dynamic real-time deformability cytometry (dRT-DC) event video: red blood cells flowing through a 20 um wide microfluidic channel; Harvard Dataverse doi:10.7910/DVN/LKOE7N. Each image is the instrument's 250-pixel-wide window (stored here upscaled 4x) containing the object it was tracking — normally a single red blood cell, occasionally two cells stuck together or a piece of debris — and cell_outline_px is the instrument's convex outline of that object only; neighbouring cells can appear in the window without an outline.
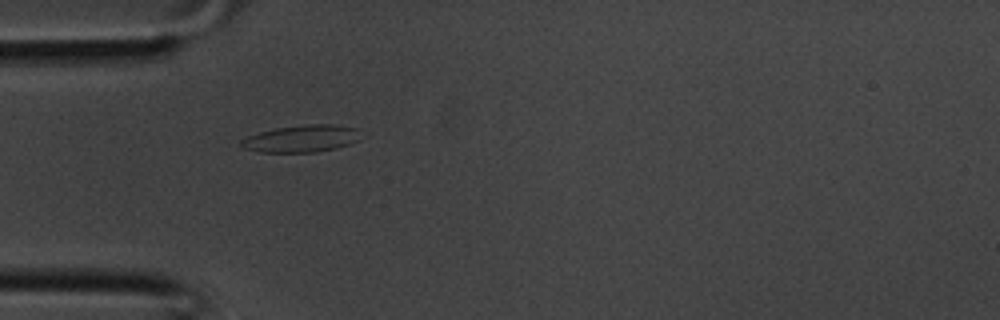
{"species": "common noctule bat (a hibernating species)", "species_latin": "Nyctalus noctula", "temperature_condition": "room temperature", "stored_images_in_passage": 24, "camera_frame_rate_fps": 3000, "um_per_image_px": 0.085, "animal": {"sex": "male", "body_mass_g": 20.1, "forearm_length_mm": 53.5}, "frame": {"image": 1, "passage_image": 1, "time_ms": 0.0, "image_size_px": [1000, 320], "cell_outline_px": [[360, 140], [336, 148], [316, 152], [260, 152], [240, 148], [240, 140], [248, 136], [260, 132], [276, 128], [304, 124], [332, 124], [356, 128]], "centroid_in_image_um": [25.58, 11.78], "position_along_channel_um": 59.4, "area_um2": 18.9}}
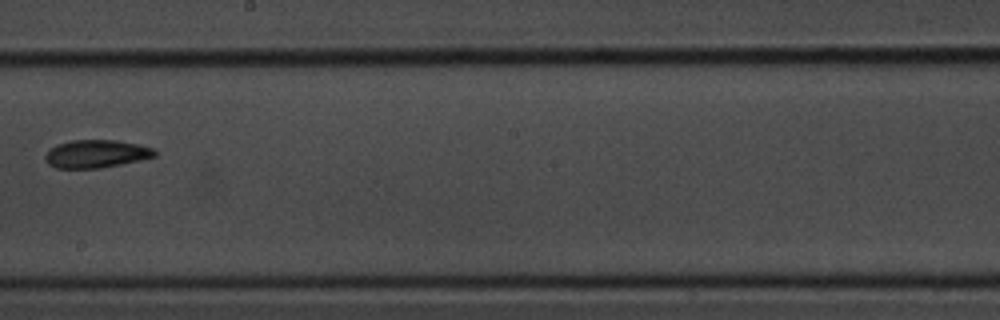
{"frame": {"image": 2, "passage_image": 11, "time_ms": 3.333, "image_size_px": [1000, 320], "cell_outline_px": [[156, 156], [140, 160], [100, 168], [56, 168], [48, 164], [44, 156], [56, 144], [72, 140], [116, 140], [140, 144], [152, 148], [156, 152]], "centroid_in_image_um": [8.18, 13.07], "position_along_channel_um": 240.0, "area_um2": 17.74}}
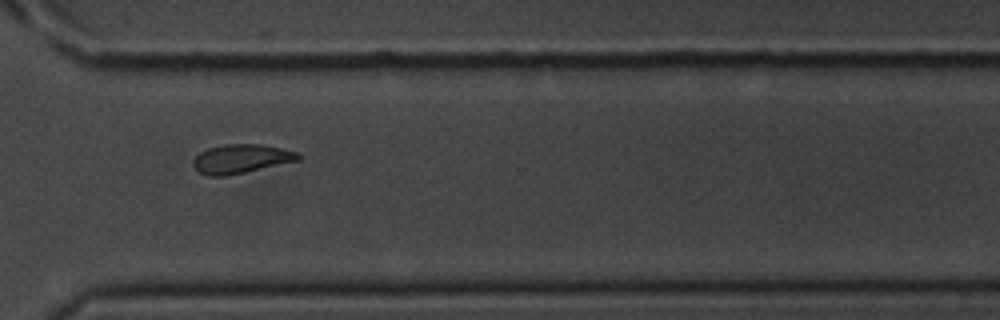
{"frame": {"image": 3, "passage_image": 17, "time_ms": 5.333, "image_size_px": [1000, 320], "cell_outline_px": [[300, 160], [244, 172], [224, 176], [208, 176], [200, 172], [192, 164], [192, 160], [200, 152], [208, 148], [224, 144], [260, 144], [280, 148], [296, 152], [300, 156]], "centroid_in_image_um": [20.46, 13.49], "position_along_channel_um": 350.1, "area_um2": 17.51}}